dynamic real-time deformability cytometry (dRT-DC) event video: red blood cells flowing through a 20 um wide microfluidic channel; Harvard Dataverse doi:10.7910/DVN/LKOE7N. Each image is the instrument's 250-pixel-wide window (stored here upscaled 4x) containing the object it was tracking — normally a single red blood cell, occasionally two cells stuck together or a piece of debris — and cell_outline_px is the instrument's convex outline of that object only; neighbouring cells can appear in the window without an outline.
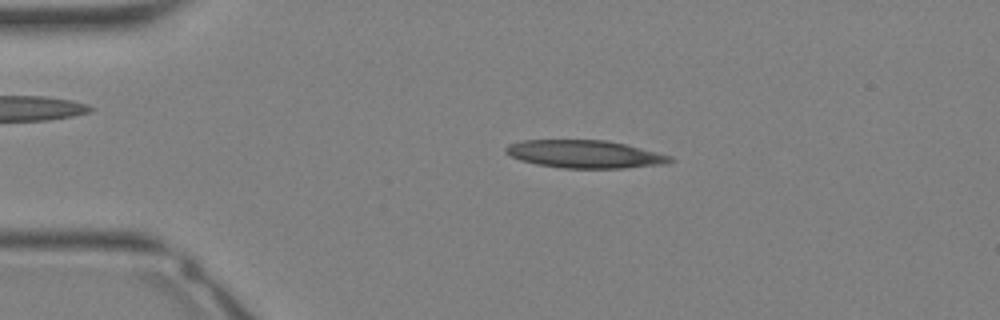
{"species": "Egyptian fruit bat (a non-hibernating species)", "species_latin": "Rousettus aegyptiacus", "temperature_condition": "warm", "stored_images_in_passage": 34, "camera_frame_rate_fps": 3000, "um_per_image_px": 0.085, "animal": {"sex": "female"}, "frame": {"image": 1, "passage_image": 7, "time_ms": 2.0, "image_size_px": [1000, 320], "cell_outline_px": [[676, 160], [664, 164], [624, 168], [560, 168], [536, 164], [520, 160], [504, 152], [504, 148], [508, 144], [520, 140], [608, 140], [628, 144], [672, 156]], "centroid_in_image_um": [49.72, 13.09], "position_along_channel_um": 35.3, "area_um2": 26.93}}
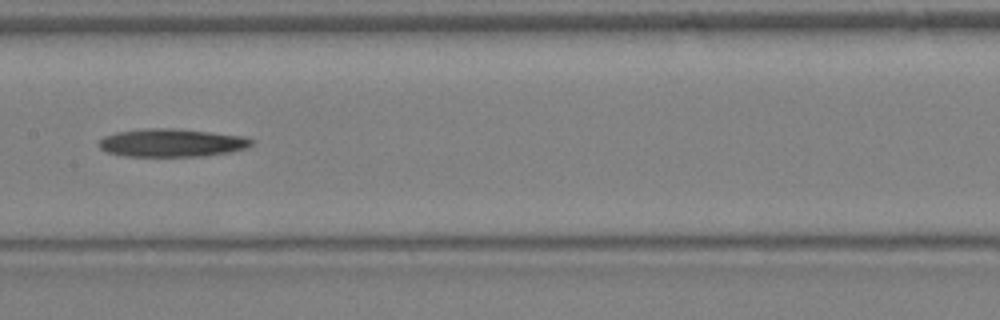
{"frame": {"image": 2, "passage_image": 17, "time_ms": 5.333, "image_size_px": [1000, 320], "cell_outline_px": [[256, 140], [248, 148], [228, 152], [204, 156], [124, 156], [108, 152], [100, 148], [96, 144], [104, 136], [116, 132], [144, 128], [172, 128], [212, 132], [244, 136]], "centroid_in_image_um": [14.61, 12.13], "position_along_channel_um": 192.8, "area_um2": 25.14}}
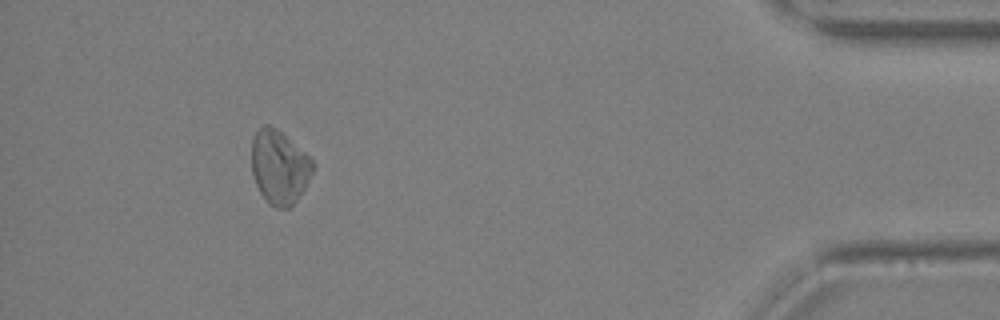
{"frame": {"image": 3, "passage_image": 31, "time_ms": 10.0, "image_size_px": [1000, 320], "cell_outline_px": [[316, 168], [304, 188], [292, 204], [288, 208], [276, 208], [268, 204], [260, 192], [256, 184], [252, 172], [252, 136], [264, 124], [268, 124], [284, 132], [316, 164]], "centroid_in_image_um": [23.75, 14.17], "position_along_channel_um": 411.5, "area_um2": 26.47}}